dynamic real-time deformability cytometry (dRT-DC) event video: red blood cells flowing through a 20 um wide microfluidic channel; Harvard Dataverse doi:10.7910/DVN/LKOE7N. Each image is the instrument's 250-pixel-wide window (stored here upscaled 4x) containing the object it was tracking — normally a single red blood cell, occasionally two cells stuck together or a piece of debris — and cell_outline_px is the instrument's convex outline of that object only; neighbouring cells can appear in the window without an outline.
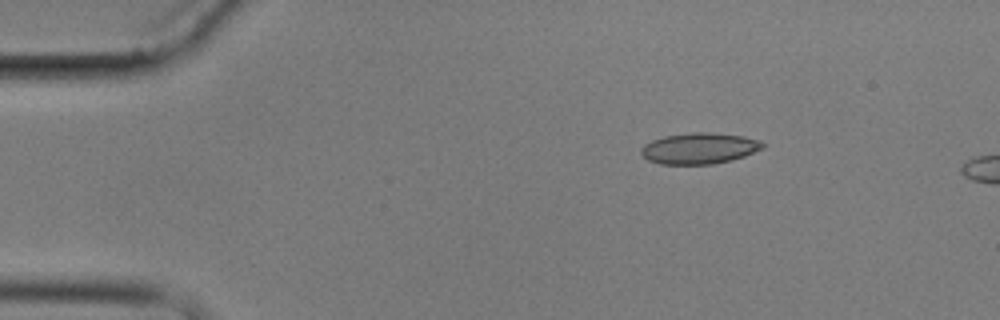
{"species": "common noctule bat (a hibernating species)", "species_latin": "Nyctalus noctula", "temperature_condition": "cold", "stored_images_in_passage": 3, "camera_frame_rate_fps": 3000, "um_per_image_px": 0.085, "animal": {"sex": "male", "body_mass_g": 17.9}, "frame": {"image": 1, "passage_image": 1, "time_ms": 0.0, "image_size_px": [1000, 320], "cell_outline_px": [[768, 144], [764, 148], [744, 156], [732, 160], [712, 164], [660, 164], [648, 160], [640, 152], [640, 148], [644, 144], [652, 140], [664, 136], [692, 132], [708, 132], [744, 136]], "centroid_in_image_um": [59.44, 12.61], "position_along_channel_um": 25.6, "area_um2": 22.08}}